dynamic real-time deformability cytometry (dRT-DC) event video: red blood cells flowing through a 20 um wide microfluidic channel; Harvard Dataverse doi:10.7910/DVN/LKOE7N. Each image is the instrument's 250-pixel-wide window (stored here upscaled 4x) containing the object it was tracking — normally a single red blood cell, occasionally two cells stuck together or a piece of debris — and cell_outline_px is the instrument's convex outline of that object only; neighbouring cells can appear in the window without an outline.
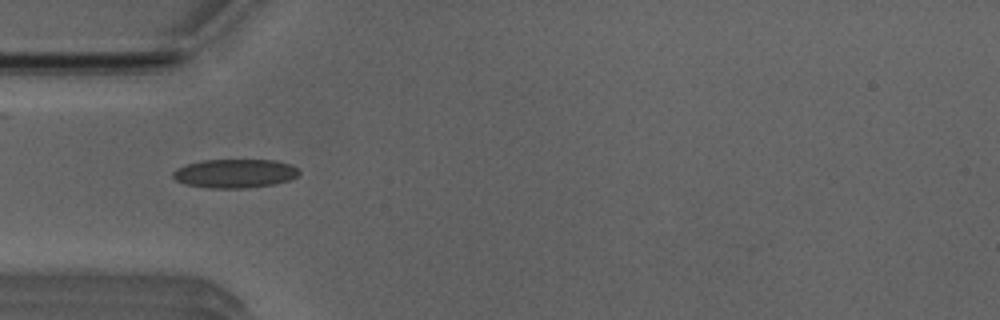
{"species": "Egyptian fruit bat (a non-hibernating species)", "species_latin": "Rousettus aegyptiacus", "temperature_condition": "room temperature", "stored_images_in_passage": 37, "camera_frame_rate_fps": 3000, "um_per_image_px": 0.085, "animal": {"sex": "male"}, "frame": {"image": 1, "passage_image": 1, "time_ms": 0.0, "image_size_px": [1000, 320], "cell_outline_px": [[300, 172], [296, 176], [288, 180], [272, 184], [248, 188], [208, 188], [184, 184], [176, 180], [172, 176], [172, 172], [176, 168], [188, 164], [204, 160], [276, 160], [292, 164]], "centroid_in_image_um": [19.94, 14.74], "position_along_channel_um": 65.1, "area_um2": 21.15}}
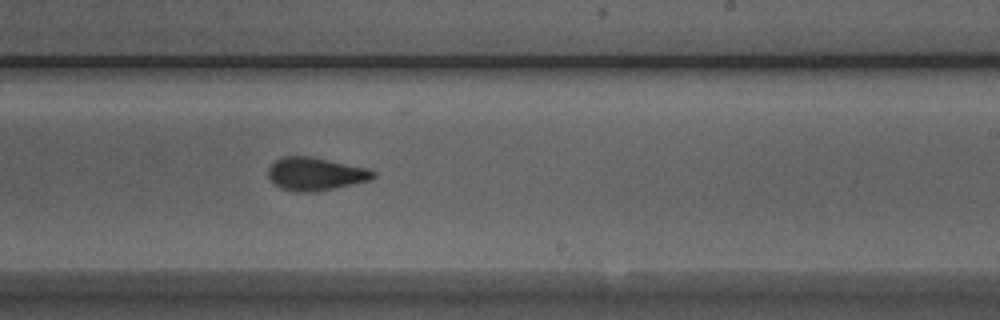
{"frame": {"image": 2, "passage_image": 16, "time_ms": 5.0, "image_size_px": [1000, 320], "cell_outline_px": [[376, 176], [372, 180], [316, 192], [296, 192], [280, 188], [268, 176], [268, 168], [280, 156], [308, 156], [368, 168], [376, 172]], "centroid_in_image_um": [26.83, 14.79], "position_along_channel_um": 262.2, "area_um2": 20.23}}
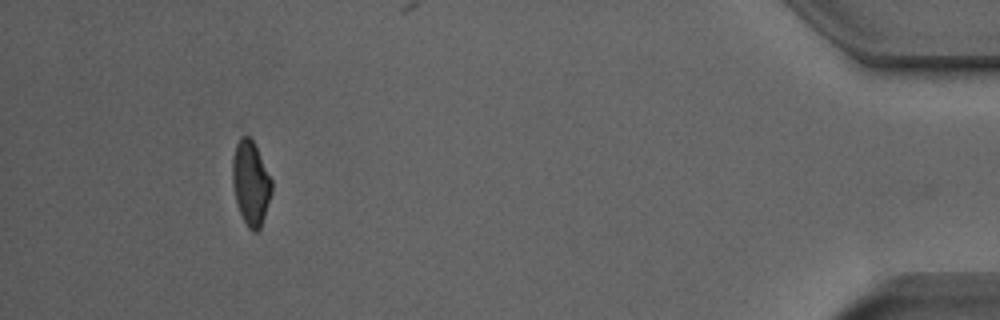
{"frame": {"image": 3, "passage_image": 33, "time_ms": 10.667, "image_size_px": [1000, 320], "cell_outline_px": [[272, 192], [260, 228], [256, 232], [252, 232], [248, 228], [240, 212], [236, 200], [232, 184], [232, 160], [236, 144], [240, 132], [248, 136], [252, 140], [272, 180]], "centroid_in_image_um": [21.3, 15.53], "position_along_channel_um": 413.9, "area_um2": 19.19}, "authors_computed_cell_mechanics": {"area_um2": 19.8254, "velocity_mm_per_s": 3.9411, "shape_relaxation_time_tau1_ms": 5.4366, "shape_relaxation_time_tau2_ms": 1.3482, "deformation_change_tau1": 0.1622, "deformation_change_tau2": 0.0698}}